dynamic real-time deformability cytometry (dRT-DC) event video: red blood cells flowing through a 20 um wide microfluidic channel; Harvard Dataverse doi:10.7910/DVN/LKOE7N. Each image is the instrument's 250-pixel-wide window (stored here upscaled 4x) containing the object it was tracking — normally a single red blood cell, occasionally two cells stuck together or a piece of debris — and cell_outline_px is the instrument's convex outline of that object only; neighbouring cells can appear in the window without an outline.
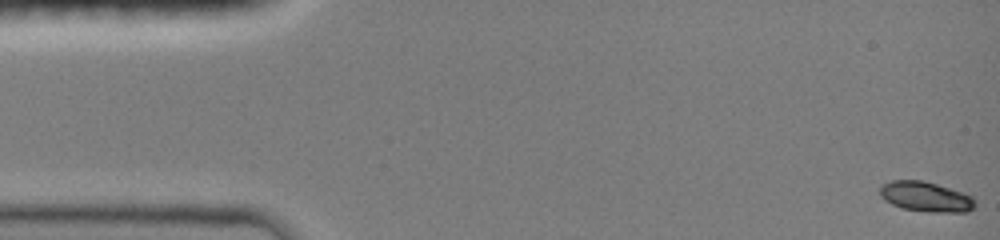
{"species": "common noctule bat (a hibernating species)", "species_latin": "Nyctalus noctula", "temperature_condition": "room temperature", "stored_images_in_passage": 20, "camera_frame_rate_fps": 3000, "um_per_image_px": 0.085, "animal": {"sex": "female", "body_mass_g": 19.0, "forearm_length_mm": 51.5}, "frame": {"image": 1, "passage_image": 1, "time_ms": 0.0, "image_size_px": [1000, 240], "cell_outline_px": [[976, 204], [968, 212], [928, 212], [900, 208], [884, 200], [880, 196], [880, 184], [892, 180], [924, 180], [972, 196], [976, 200]], "centroid_in_image_um": [78.66, 16.72], "position_along_channel_um": 6.3, "area_um2": 16.76}}
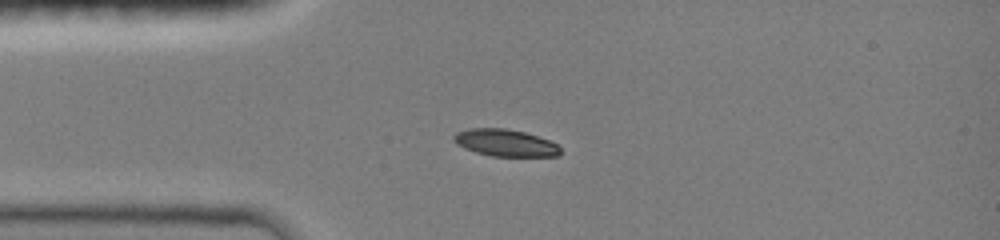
{"frame": {"image": 2, "passage_image": 17, "time_ms": 3.667, "image_size_px": [1000, 240], "cell_outline_px": [[560, 156], [492, 156], [476, 152], [464, 148], [456, 144], [452, 140], [452, 136], [456, 132], [468, 128], [504, 128], [524, 132], [548, 140], [556, 144], [560, 148]], "centroid_in_image_um": [42.9, 12.13], "position_along_channel_um": 42.1, "area_um2": 16.76}}